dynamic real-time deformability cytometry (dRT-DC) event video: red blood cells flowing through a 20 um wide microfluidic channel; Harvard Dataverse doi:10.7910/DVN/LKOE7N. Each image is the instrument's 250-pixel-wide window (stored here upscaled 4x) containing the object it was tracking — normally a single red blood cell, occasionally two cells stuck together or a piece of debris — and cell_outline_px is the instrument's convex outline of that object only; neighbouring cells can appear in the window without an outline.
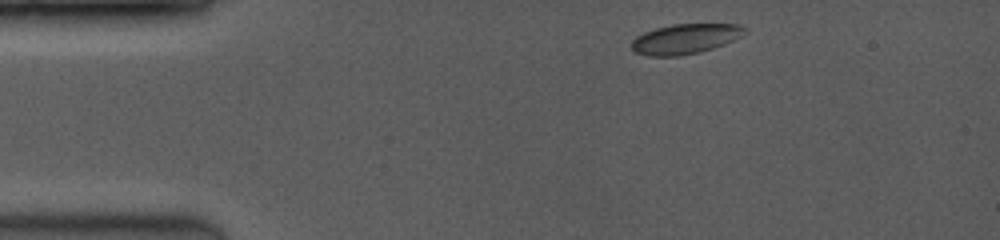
{"species": "common noctule bat (a hibernating species)", "species_latin": "Nyctalus noctula", "temperature_condition": "room temperature", "stored_images_in_passage": 3, "camera_frame_rate_fps": 3500, "um_per_image_px": 0.085, "animal": {"sex": "female", "body_mass_g": 19.0, "forearm_length_mm": 53.3}, "frame": {"image": 1, "passage_image": 1, "time_ms": 0.0, "image_size_px": [1000, 240], "cell_outline_px": [[748, 32], [744, 36], [724, 44], [700, 52], [680, 56], [648, 56], [636, 52], [632, 48], [632, 40], [636, 36], [644, 32], [656, 28], [672, 24], [740, 24], [748, 28]], "centroid_in_image_um": [58.3, 3.29], "position_along_channel_um": 26.7, "area_um2": 20.0}}